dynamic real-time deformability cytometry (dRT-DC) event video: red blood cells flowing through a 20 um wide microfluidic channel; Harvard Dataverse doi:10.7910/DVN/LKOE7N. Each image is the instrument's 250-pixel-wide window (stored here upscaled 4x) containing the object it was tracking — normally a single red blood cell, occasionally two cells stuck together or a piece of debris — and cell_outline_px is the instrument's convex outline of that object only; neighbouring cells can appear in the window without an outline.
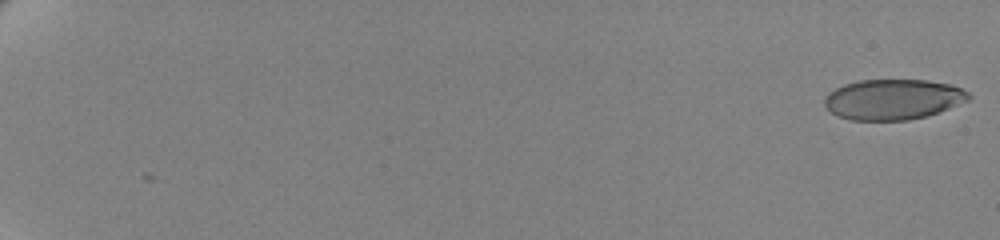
{"species": "human", "species_latin": "Homo sapiens", "temperature_condition": "cold", "stored_images_in_passage": 61, "camera_frame_rate_fps": 3000, "um_per_image_px": 0.085, "donor": {"sex": "female"}, "frame": {"image": 1, "passage_image": 1, "time_ms": 0.0, "image_size_px": [1000, 240], "cell_outline_px": [[972, 96], [968, 100], [948, 108], [924, 116], [908, 120], [852, 120], [840, 116], [832, 112], [824, 104], [824, 96], [828, 92], [844, 84], [860, 80], [928, 80], [952, 84], [968, 92]], "centroid_in_image_um": [75.9, 8.43], "position_along_channel_um": 9.1, "area_um2": 33.76}}
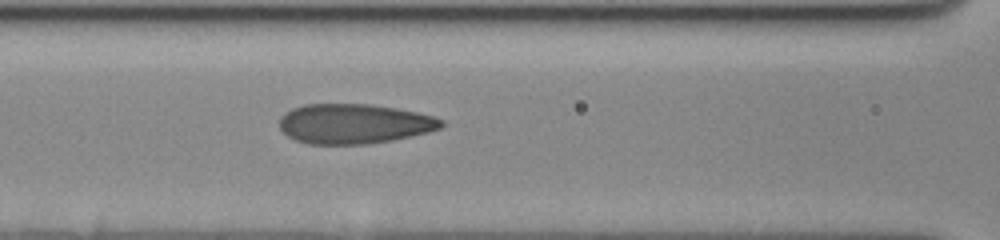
{"frame": {"image": 2, "passage_image": 31, "time_ms": 10.0, "image_size_px": [1000, 240], "cell_outline_px": [[444, 124], [440, 128], [428, 132], [412, 136], [392, 140], [368, 144], [308, 144], [296, 140], [288, 136], [280, 128], [280, 116], [284, 112], [292, 108], [304, 104], [368, 104], [396, 108], [416, 112], [432, 116], [444, 120]], "centroid_in_image_um": [30.08, 10.52], "position_along_channel_um": 136.5, "area_um2": 37.63}}
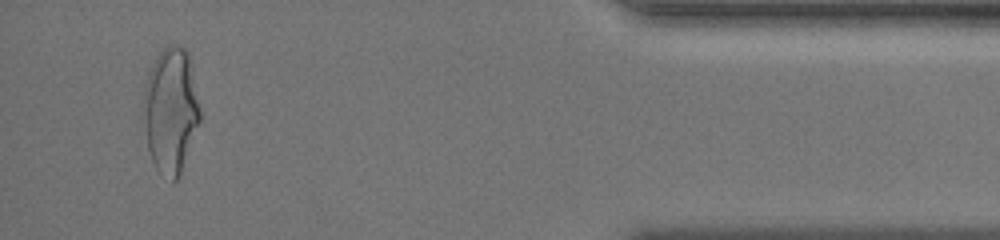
{"frame": {"image": 3, "passage_image": 59, "time_ms": 19.333, "image_size_px": [1000, 240], "cell_outline_px": [[200, 120], [180, 172], [176, 180], [172, 184], [156, 168], [152, 160], [148, 148], [140, 108], [144, 88], [148, 72], [156, 56], [168, 44], [176, 44], [184, 48], [188, 52], [200, 108]], "centroid_in_image_um": [14.47, 9.36], "position_along_channel_um": 420.7, "area_um2": 41.62}, "authors_computed_cell_mechanics": {"area_um2": 37.0498, "velocity_mm_per_s": 3.5016, "shape_relaxation_time_tau1_ms": 6.0955, "shape_relaxation_time_tau2_ms": 0.8858, "deformation_change_tau1": 0.1921, "deformation_change_tau2": 0.0841}}